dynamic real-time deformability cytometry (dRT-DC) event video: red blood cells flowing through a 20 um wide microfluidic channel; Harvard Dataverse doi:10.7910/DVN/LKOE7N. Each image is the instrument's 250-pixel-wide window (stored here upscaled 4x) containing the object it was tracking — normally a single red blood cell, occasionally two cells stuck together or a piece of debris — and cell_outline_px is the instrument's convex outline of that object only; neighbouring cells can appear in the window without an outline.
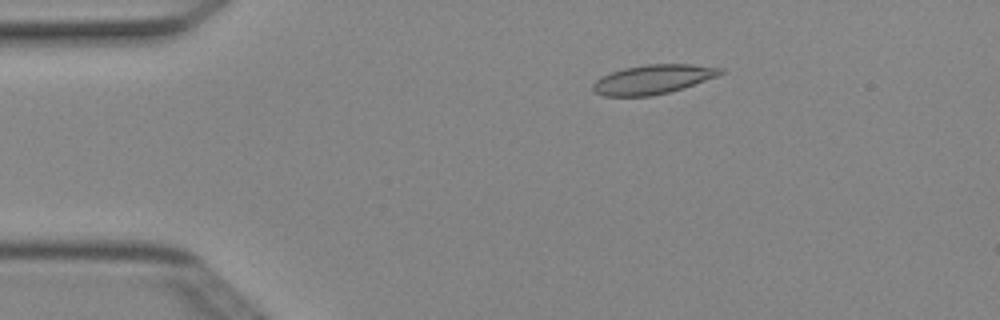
{"species": "Egyptian fruit bat (a non-hibernating species)", "species_latin": "Rousettus aegyptiacus", "temperature_condition": "cold", "stored_images_in_passage": 5, "camera_frame_rate_fps": 3000, "um_per_image_px": 0.085, "animal": {"sex": "female"}, "frame": {"image": 1, "passage_image": 2, "time_ms": 0.333, "image_size_px": [1000, 320], "cell_outline_px": [[724, 72], [716, 76], [684, 88], [652, 96], [604, 96], [596, 92], [592, 88], [592, 84], [600, 76], [624, 68], [644, 64], [692, 64], [724, 68]], "centroid_in_image_um": [55.49, 6.74], "position_along_channel_um": 29.5, "area_um2": 21.73}}
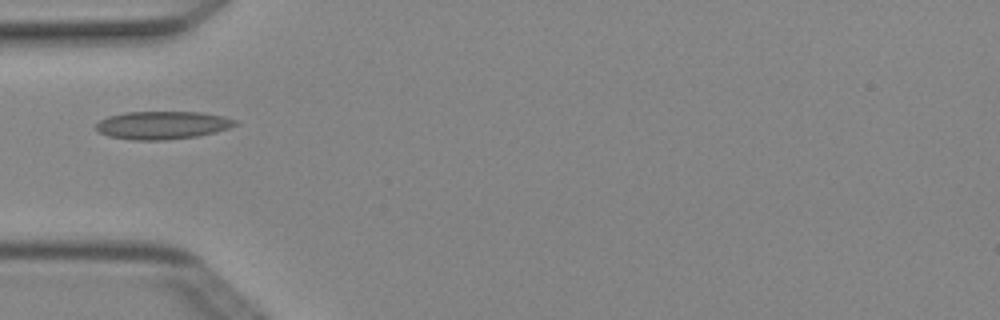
{"frame": {"image": 2, "passage_image": 4, "time_ms": 1.0, "image_size_px": [1000, 320], "cell_outline_px": [[240, 124], [216, 132], [200, 136], [164, 140], [132, 140], [108, 136], [100, 132], [96, 128], [96, 124], [100, 120], [108, 116], [124, 112], [204, 112], [224, 116], [236, 120]], "centroid_in_image_um": [13.84, 10.64], "position_along_channel_um": 71.2, "area_um2": 22.89}}
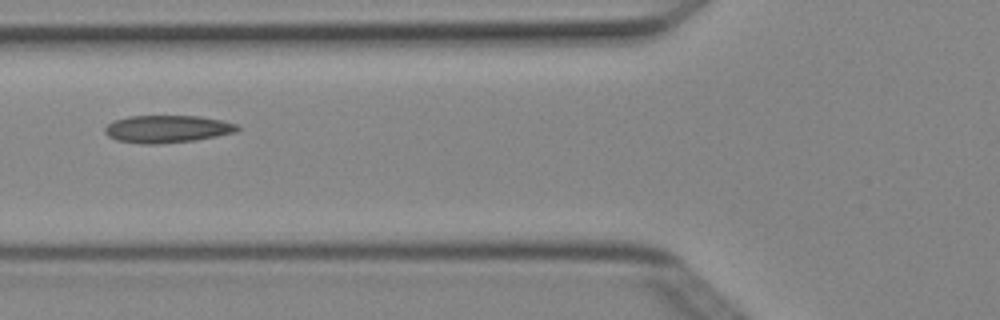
{"frame": {"image": 3, "passage_image": 5, "time_ms": 1.333, "image_size_px": [1000, 320], "cell_outline_px": [[240, 128], [236, 132], [196, 140], [160, 144], [140, 144], [116, 140], [108, 136], [104, 132], [104, 128], [108, 124], [116, 120], [128, 116], [200, 116], [224, 120], [236, 124]], "centroid_in_image_um": [14.22, 10.97], "position_along_channel_um": 111.6, "area_um2": 21.33}}